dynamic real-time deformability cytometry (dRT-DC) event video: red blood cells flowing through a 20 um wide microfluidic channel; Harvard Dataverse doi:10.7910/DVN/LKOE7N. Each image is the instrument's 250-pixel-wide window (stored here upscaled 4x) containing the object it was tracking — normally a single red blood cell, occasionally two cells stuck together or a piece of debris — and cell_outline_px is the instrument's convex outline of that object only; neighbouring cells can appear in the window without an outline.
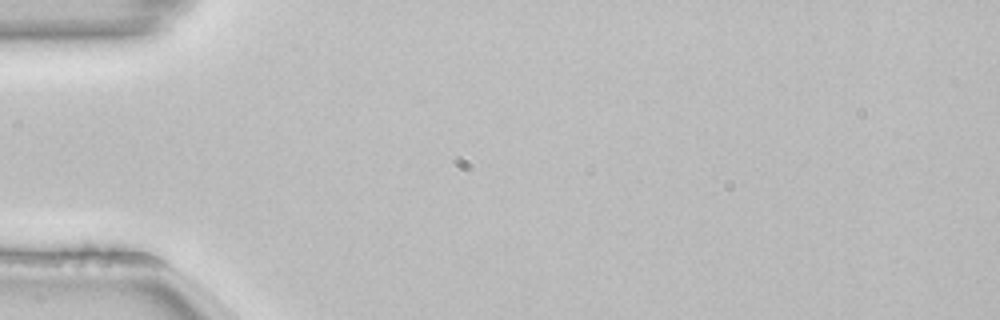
{"species": "common noctule bat (a hibernating species)", "species_latin": "Nyctalus noctula", "temperature_condition": "room temperature", "stored_images_in_passage": 2, "camera_frame_rate_fps": 3000, "um_per_image_px": 0.085, "animal": {"sex": "female", "body_mass_g": 22.7, "forearm_length_mm": 54.2}, "frame": {"image": 1, "passage_image": 1, "time_ms": 0.0, "image_size_px": [1000, 320], "cell_outline_px": [[156, 260], [144, 264], [40, 264], [32, 256], [84, 244], [88, 244], [144, 256]], "centroid_in_image_um": [7.7, 21.8], "position_along_channel_um": 77.3, "area_um2": 11.62}}